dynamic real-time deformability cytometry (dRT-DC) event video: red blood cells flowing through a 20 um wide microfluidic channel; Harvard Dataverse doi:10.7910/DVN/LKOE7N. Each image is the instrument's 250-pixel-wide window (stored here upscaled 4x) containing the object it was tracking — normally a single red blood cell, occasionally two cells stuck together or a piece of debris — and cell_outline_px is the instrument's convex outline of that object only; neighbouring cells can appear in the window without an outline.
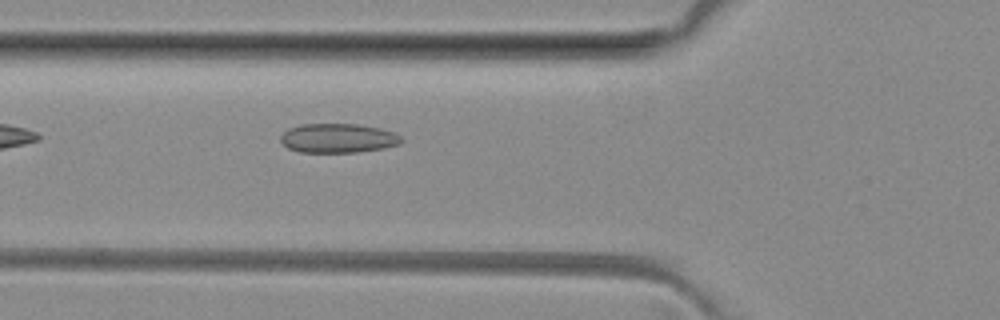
{"species": "common noctule bat (a hibernating species)", "species_latin": "Nyctalus noctula", "temperature_condition": "room temperature", "stored_images_in_passage": 5, "camera_frame_rate_fps": 3000, "um_per_image_px": 0.085, "animal": {"sex": "female", "body_mass_g": 29.2, "forearm_length_mm": 56.3}, "frame": {"image": 1, "passage_image": 5, "time_ms": 5.333, "image_size_px": [1000, 320], "cell_outline_px": [[404, 140], [400, 144], [380, 148], [356, 152], [300, 152], [288, 148], [280, 140], [280, 136], [288, 128], [300, 124], [356, 124], [380, 128], [392, 132], [400, 136]], "centroid_in_image_um": [28.7, 11.74], "position_along_channel_um": 97.1, "area_um2": 20.46}}